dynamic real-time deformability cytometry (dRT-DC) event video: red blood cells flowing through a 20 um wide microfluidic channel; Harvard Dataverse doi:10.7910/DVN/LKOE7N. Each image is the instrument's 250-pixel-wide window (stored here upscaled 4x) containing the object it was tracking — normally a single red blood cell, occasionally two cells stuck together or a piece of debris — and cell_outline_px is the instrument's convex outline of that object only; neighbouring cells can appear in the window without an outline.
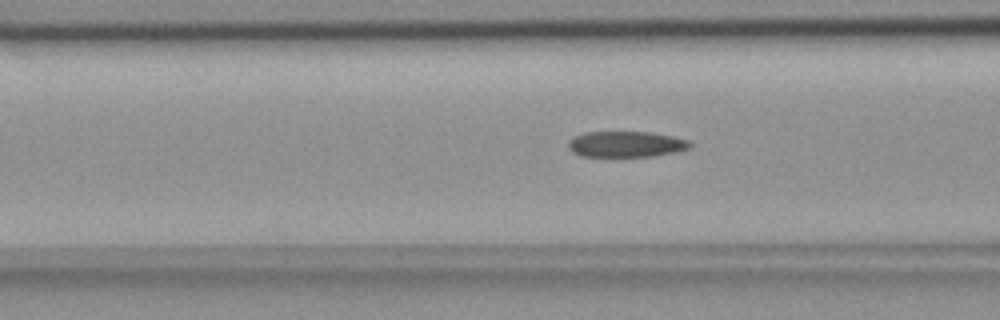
{"species": "common noctule bat (a hibernating species)", "species_latin": "Nyctalus noctula", "temperature_condition": "room temperature", "stored_images_in_passage": 45, "camera_frame_rate_fps": 3000, "um_per_image_px": 0.085, "animal": {"sex": "female", "body_mass_g": 18.4}, "frame": {"image": 1, "passage_image": 21, "time_ms": 6.667, "image_size_px": [1000, 320], "cell_outline_px": [[692, 144], [688, 148], [676, 152], [652, 156], [580, 156], [572, 152], [568, 148], [568, 140], [572, 136], [584, 132], [648, 132], [672, 136], [688, 140]], "centroid_in_image_um": [53.15, 12.25], "position_along_channel_um": 113.4, "area_um2": 18.38}}
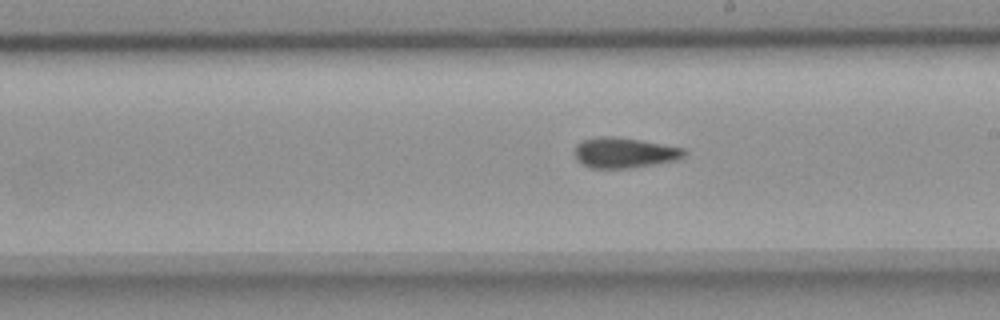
{"frame": {"image": 2, "passage_image": 31, "time_ms": 10.0, "image_size_px": [1000, 320], "cell_outline_px": [[688, 152], [684, 156], [676, 160], [656, 164], [632, 168], [592, 168], [580, 164], [576, 160], [576, 144], [580, 140], [600, 136], [612, 136], [640, 140], [684, 148]], "centroid_in_image_um": [53.06, 12.98], "position_along_channel_um": 235.9, "area_um2": 19.54}}
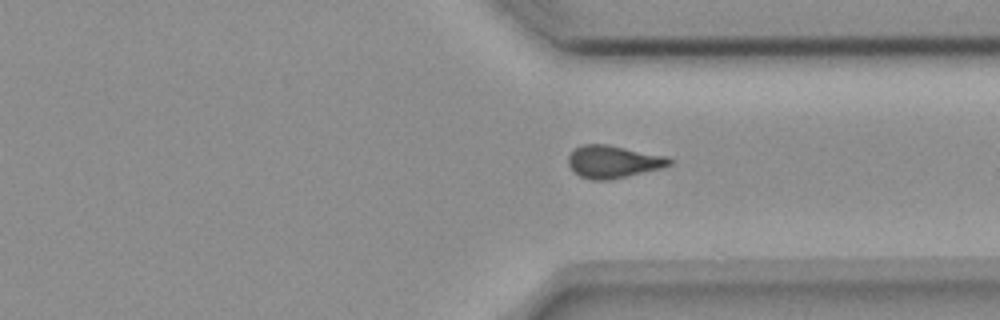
{"frame": {"image": 3, "passage_image": 41, "time_ms": 13.333, "image_size_px": [1000, 320], "cell_outline_px": [[672, 164], [664, 168], [628, 176], [608, 180], [592, 180], [580, 176], [572, 172], [568, 164], [568, 156], [576, 148], [584, 144], [608, 144], [668, 156], [672, 160]], "centroid_in_image_um": [52.15, 13.75], "position_along_channel_um": 359.3, "area_um2": 19.42}}